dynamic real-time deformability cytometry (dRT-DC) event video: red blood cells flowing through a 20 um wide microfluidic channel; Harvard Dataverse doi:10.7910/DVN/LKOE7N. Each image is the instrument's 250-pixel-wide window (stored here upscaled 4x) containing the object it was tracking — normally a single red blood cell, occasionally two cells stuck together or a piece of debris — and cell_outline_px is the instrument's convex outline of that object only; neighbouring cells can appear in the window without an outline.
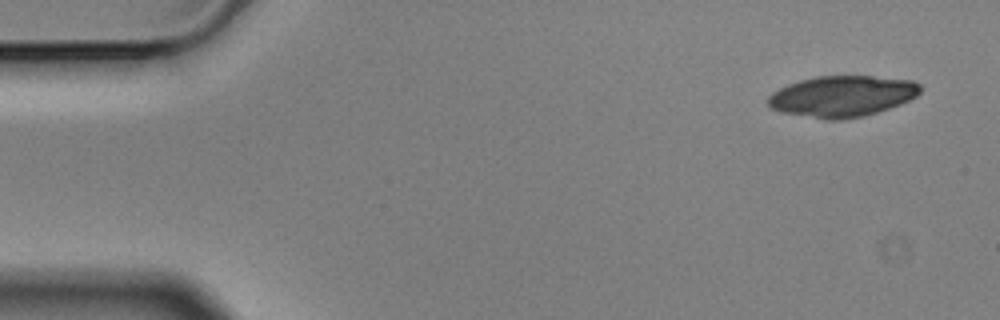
{"species": "Egyptian fruit bat (a non-hibernating species)", "species_latin": "Rousettus aegyptiacus", "temperature_condition": "cold", "stored_images_in_passage": 5, "camera_frame_rate_fps": 3000, "um_per_image_px": 0.085, "animal": {"sex": "male"}, "frame": {"image": 1, "passage_image": 1, "time_ms": 0.0, "image_size_px": [1000, 320], "cell_outline_px": [[920, 92], [916, 96], [900, 104], [864, 116], [840, 120], [828, 120], [780, 112], [772, 108], [768, 104], [768, 96], [772, 92], [788, 84], [800, 80], [816, 76], [872, 76], [912, 80], [920, 84]], "centroid_in_image_um": [71.57, 8.18], "position_along_channel_um": 13.4, "area_um2": 36.36}}